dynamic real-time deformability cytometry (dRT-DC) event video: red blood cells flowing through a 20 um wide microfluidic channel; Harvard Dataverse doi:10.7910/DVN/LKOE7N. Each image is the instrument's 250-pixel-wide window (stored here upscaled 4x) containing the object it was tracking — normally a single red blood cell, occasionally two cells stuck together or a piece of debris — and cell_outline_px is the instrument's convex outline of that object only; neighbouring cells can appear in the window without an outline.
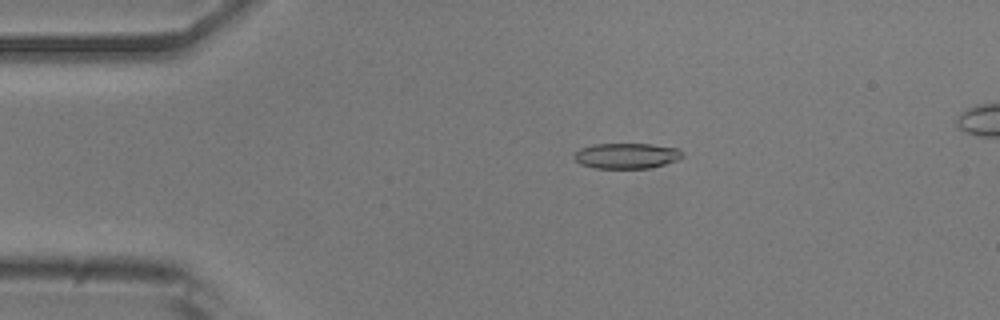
{"species": "common noctule bat (a hibernating species)", "species_latin": "Nyctalus noctula", "temperature_condition": "room temperature", "stored_images_in_passage": 52, "camera_frame_rate_fps": 3000, "um_per_image_px": 0.085, "animal": {"sex": "male", "body_mass_g": 20.5, "forearm_length_mm": 52.5}, "frame": {"image": 1, "passage_image": 10, "time_ms": 3.0, "image_size_px": [1000, 320], "cell_outline_px": [[684, 156], [680, 160], [648, 168], [596, 168], [580, 164], [572, 156], [580, 148], [596, 144], [652, 144], [676, 148], [684, 152]], "centroid_in_image_um": [53.29, 13.24], "position_along_channel_um": 31.7, "area_um2": 16.13}}
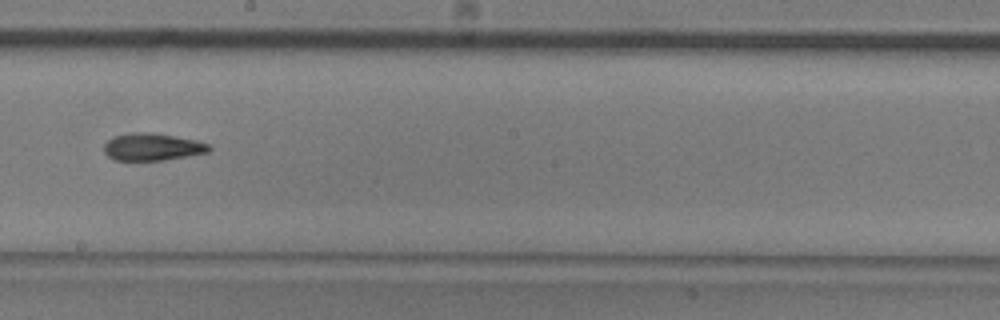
{"frame": {"image": 2, "passage_image": 29, "time_ms": 9.333, "image_size_px": [1000, 320], "cell_outline_px": [[212, 148], [208, 152], [188, 156], [164, 160], [112, 160], [104, 152], [104, 144], [108, 140], [116, 136], [132, 132], [152, 132], [196, 140], [208, 144]], "centroid_in_image_um": [12.94, 12.49], "position_along_channel_um": 235.3, "area_um2": 16.7}}
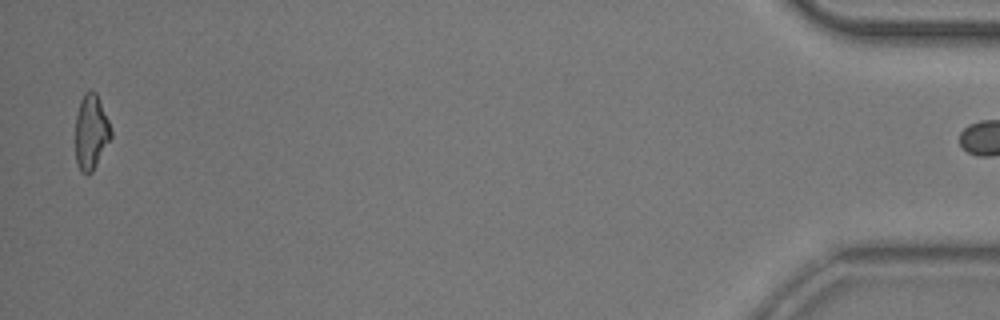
{"frame": {"image": 3, "passage_image": 51, "time_ms": 16.667, "image_size_px": [1000, 320], "cell_outline_px": [[112, 136], [92, 172], [88, 176], [80, 172], [76, 160], [76, 116], [80, 100], [84, 92], [88, 88], [96, 92], [108, 120], [112, 132]], "centroid_in_image_um": [7.73, 11.22], "position_along_channel_um": 427.5, "area_um2": 15.61}}